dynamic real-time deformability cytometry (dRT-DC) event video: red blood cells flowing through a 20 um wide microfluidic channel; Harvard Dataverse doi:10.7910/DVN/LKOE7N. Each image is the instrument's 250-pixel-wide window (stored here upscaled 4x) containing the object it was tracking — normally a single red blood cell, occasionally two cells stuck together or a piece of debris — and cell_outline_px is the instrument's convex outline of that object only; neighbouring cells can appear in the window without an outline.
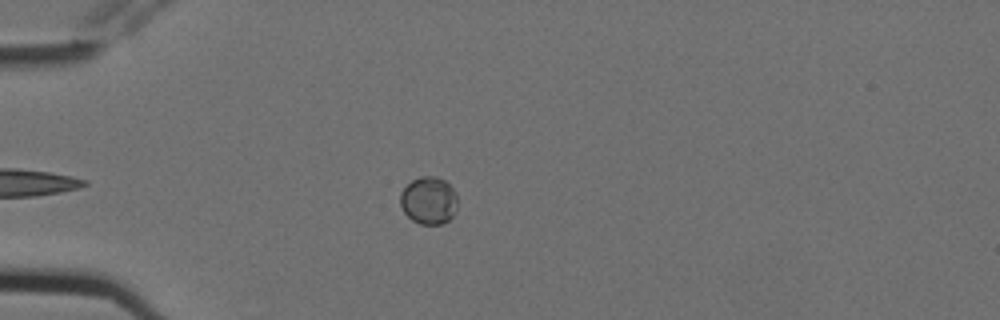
{"species": "Egyptian fruit bat (a non-hibernating species)", "species_latin": "Rousettus aegyptiacus", "temperature_condition": "cold", "stored_images_in_passage": 9, "camera_frame_rate_fps": 3000, "um_per_image_px": 0.085, "animal": {"sex": "female"}, "frame": {"image": 1, "passage_image": 3, "time_ms": 0.667, "image_size_px": [1000, 320], "cell_outline_px": [[456, 212], [448, 220], [440, 224], [420, 224], [412, 220], [404, 212], [400, 204], [400, 192], [412, 180], [420, 176], [436, 176], [444, 180], [456, 192]], "centroid_in_image_um": [36.43, 17.03], "position_along_channel_um": 48.6, "area_um2": 15.84}}
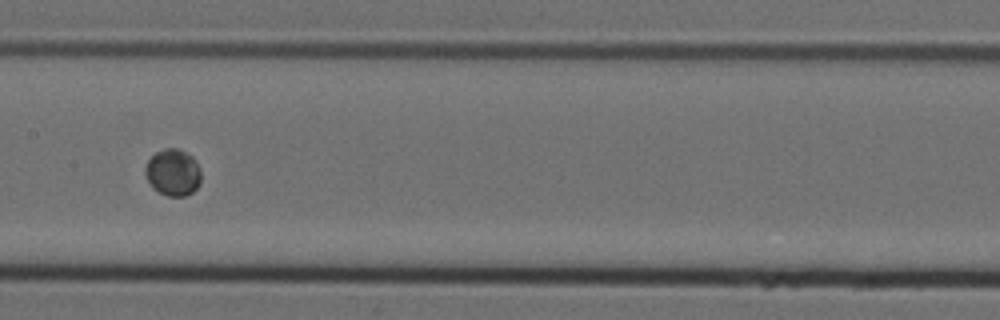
{"frame": {"image": 2, "passage_image": 7, "time_ms": 2.0, "image_size_px": [1000, 320], "cell_outline_px": [[200, 184], [192, 192], [184, 196], [168, 196], [152, 188], [144, 172], [144, 168], [148, 160], [156, 152], [164, 148], [176, 148], [192, 156], [196, 160], [200, 168]], "centroid_in_image_um": [14.7, 14.65], "position_along_channel_um": 192.7, "area_um2": 15.2}}
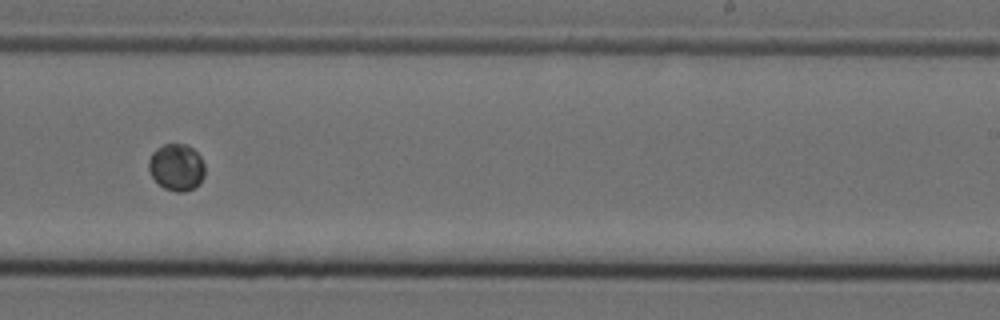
{"frame": {"image": 3, "passage_image": 9, "time_ms": 2.667, "image_size_px": [1000, 320], "cell_outline_px": [[204, 176], [200, 184], [184, 192], [176, 192], [164, 188], [152, 176], [148, 168], [148, 160], [152, 152], [156, 148], [164, 144], [188, 144], [200, 156], [204, 164]], "centroid_in_image_um": [15.0, 14.2], "position_along_channel_um": 274.0, "area_um2": 15.37}}